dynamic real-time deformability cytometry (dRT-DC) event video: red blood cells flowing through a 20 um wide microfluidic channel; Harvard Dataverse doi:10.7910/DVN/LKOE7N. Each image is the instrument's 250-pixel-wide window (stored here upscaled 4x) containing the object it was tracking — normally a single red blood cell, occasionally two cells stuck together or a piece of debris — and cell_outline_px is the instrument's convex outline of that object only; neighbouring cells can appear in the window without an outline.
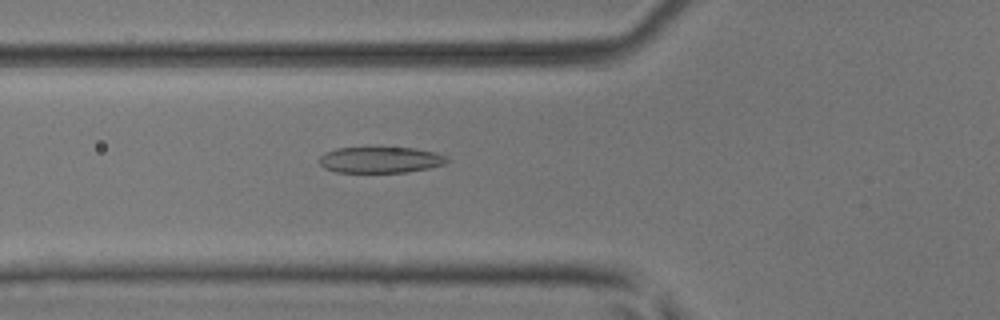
{"species": "common noctule bat (a hibernating species)", "species_latin": "Nyctalus noctula", "temperature_condition": "room temperature", "stored_images_in_passage": 51, "camera_frame_rate_fps": 3000, "um_per_image_px": 0.085, "animal": {"sex": "male", "body_mass_g": 17.9, "forearm_length_mm": 54.2}, "frame": {"image": 1, "passage_image": 19, "time_ms": 6.0, "image_size_px": [1000, 320], "cell_outline_px": [[448, 160], [444, 164], [428, 168], [408, 172], [336, 172], [324, 168], [320, 164], [320, 156], [324, 152], [336, 148], [416, 148], [436, 152], [444, 156]], "centroid_in_image_um": [32.31, 13.59], "position_along_channel_um": 93.5, "area_um2": 19.31}}
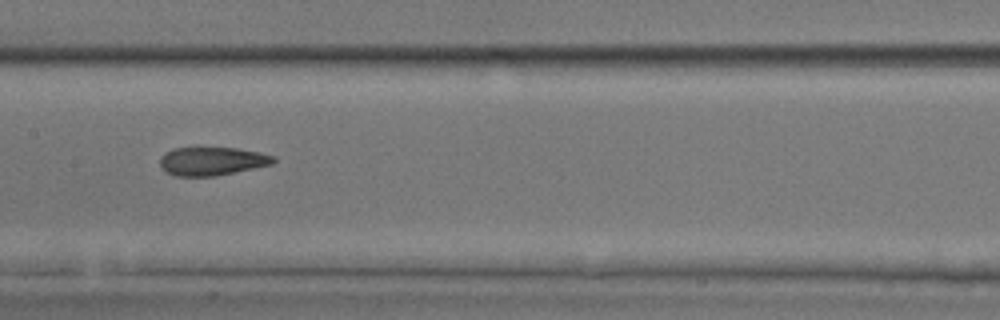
{"frame": {"image": 2, "passage_image": 26, "time_ms": 8.333, "image_size_px": [1000, 320], "cell_outline_px": [[276, 160], [272, 164], [216, 176], [176, 176], [168, 172], [160, 164], [160, 156], [164, 152], [172, 148], [236, 148], [260, 152], [276, 156]], "centroid_in_image_um": [18.03, 13.69], "position_along_channel_um": 189.4, "area_um2": 18.73}}
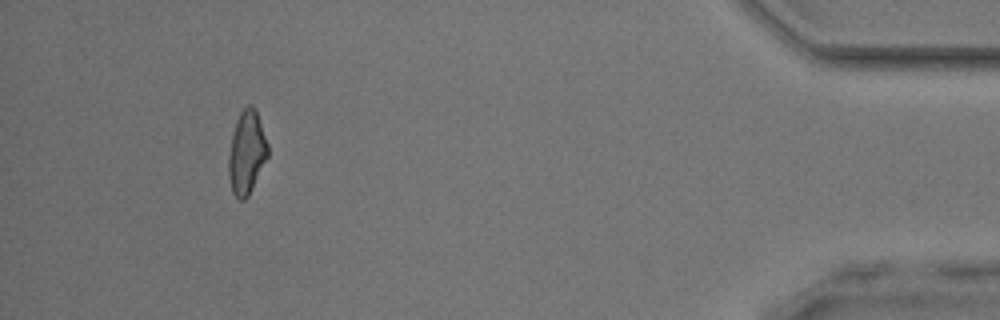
{"frame": {"image": 3, "passage_image": 47, "time_ms": 15.333, "image_size_px": [1000, 320], "cell_outline_px": [[268, 156], [248, 196], [244, 200], [240, 200], [232, 192], [228, 176], [228, 156], [232, 136], [236, 120], [240, 112], [248, 104], [252, 104], [256, 108], [268, 144]], "centroid_in_image_um": [20.96, 12.94], "position_along_channel_um": 414.2, "area_um2": 19.07}, "authors_computed_cell_mechanics": {"area_um2": 19.4786, "velocity_mm_per_s": 4.103, "shape_relaxation_time_tau1_ms": 8.1066, "shape_relaxation_time_tau2_ms": 1.7614, "deformation_change_tau1": 0.2234, "deformation_change_tau2": 0.102}}